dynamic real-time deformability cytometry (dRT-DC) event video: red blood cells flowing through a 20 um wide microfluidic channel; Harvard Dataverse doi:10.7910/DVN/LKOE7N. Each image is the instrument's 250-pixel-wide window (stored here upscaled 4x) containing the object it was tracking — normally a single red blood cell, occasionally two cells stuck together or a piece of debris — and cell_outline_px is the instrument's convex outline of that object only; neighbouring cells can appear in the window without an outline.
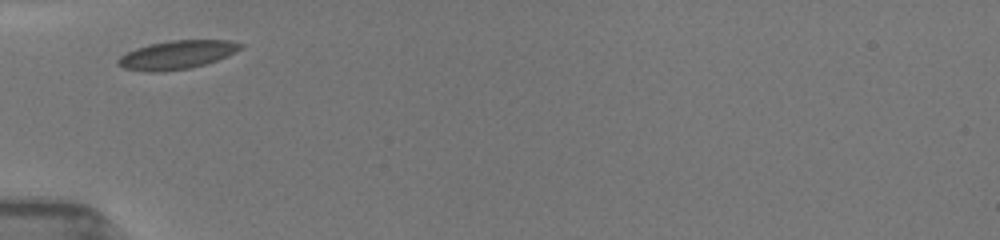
{"species": "common noctule bat (a hibernating species)", "species_latin": "Nyctalus noctula", "temperature_condition": "room temperature", "stored_images_in_passage": 9, "camera_frame_rate_fps": 3000, "um_per_image_px": 0.085, "animal": {"sex": "female", "body_mass_g": 19.5, "forearm_length_mm": 54.1}, "frame": {"image": 1, "passage_image": 1, "time_ms": 0.0, "image_size_px": [1000, 240], "cell_outline_px": [[244, 48], [228, 56], [204, 64], [188, 68], [160, 72], [144, 72], [124, 68], [116, 64], [116, 60], [124, 52], [148, 44], [172, 40], [228, 40], [244, 44]], "centroid_in_image_um": [15.01, 4.65], "position_along_channel_um": 70.0, "area_um2": 20.58}}
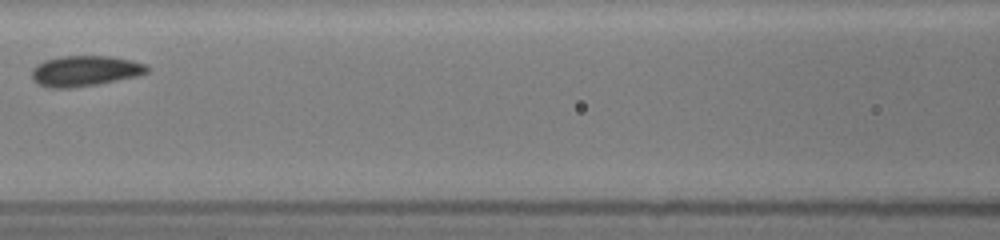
{"frame": {"image": 2, "passage_image": 5, "time_ms": 2.333, "image_size_px": [1000, 240], "cell_outline_px": [[148, 72], [136, 76], [96, 84], [72, 88], [48, 88], [36, 84], [32, 80], [32, 68], [36, 64], [44, 60], [60, 56], [112, 56], [132, 60], [144, 64], [148, 68]], "centroid_in_image_um": [7.15, 6.03], "position_along_channel_um": 159.4, "area_um2": 20.63}}
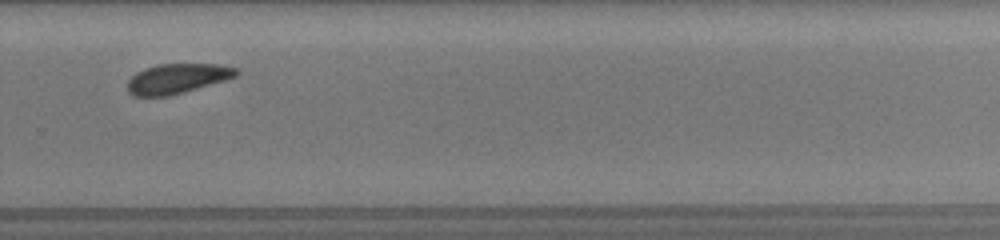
{"frame": {"image": 3, "passage_image": 9, "time_ms": 6.333, "image_size_px": [1000, 240], "cell_outline_px": [[240, 72], [236, 76], [224, 80], [184, 92], [168, 96], [132, 96], [128, 92], [128, 80], [136, 72], [144, 68], [156, 64], [220, 64], [236, 68]], "centroid_in_image_um": [15.04, 6.67], "position_along_channel_um": 314.8, "area_um2": 18.9}}